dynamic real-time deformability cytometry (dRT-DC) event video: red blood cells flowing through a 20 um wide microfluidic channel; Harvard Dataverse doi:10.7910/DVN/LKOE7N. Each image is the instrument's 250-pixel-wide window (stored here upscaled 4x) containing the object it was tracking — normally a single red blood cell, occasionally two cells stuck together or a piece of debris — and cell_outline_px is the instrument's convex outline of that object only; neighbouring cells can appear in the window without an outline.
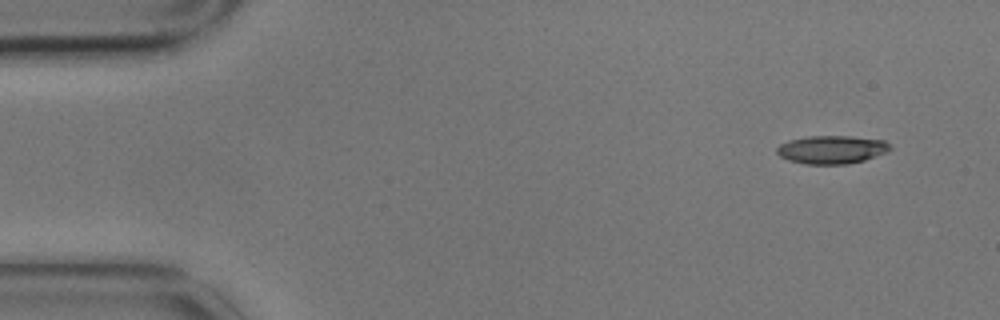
{"species": "common noctule bat (a hibernating species)", "species_latin": "Nyctalus noctula", "temperature_condition": "cold", "stored_images_in_passage": 5, "camera_frame_rate_fps": 3000, "um_per_image_px": 0.085, "animal": {"sex": "male", "body_mass_g": 17.9}, "frame": {"image": 1, "passage_image": 1, "time_ms": 0.0, "image_size_px": [1000, 320], "cell_outline_px": [[892, 148], [884, 152], [864, 160], [848, 164], [804, 164], [788, 160], [780, 156], [776, 152], [776, 148], [780, 144], [788, 140], [808, 136], [852, 136], [884, 140]], "centroid_in_image_um": [70.65, 12.71], "position_along_channel_um": 14.4, "area_um2": 18.55}}